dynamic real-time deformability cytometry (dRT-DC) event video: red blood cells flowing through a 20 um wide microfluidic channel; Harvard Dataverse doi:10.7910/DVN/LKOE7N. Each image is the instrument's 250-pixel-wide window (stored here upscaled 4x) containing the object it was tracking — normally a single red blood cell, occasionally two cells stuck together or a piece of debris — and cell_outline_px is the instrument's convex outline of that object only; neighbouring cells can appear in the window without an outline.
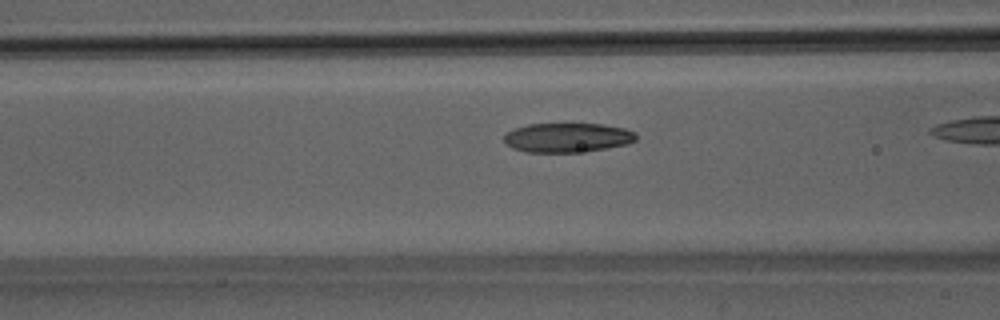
{"species": "Egyptian fruit bat (a non-hibernating species)", "species_latin": "Rousettus aegyptiacus", "temperature_condition": "room temperature", "stored_images_in_passage": 23, "camera_frame_rate_fps": 3000, "um_per_image_px": 0.085, "animal": {"sex": "male"}, "frame": {"image": 1, "passage_image": 4, "time_ms": 1.0, "image_size_px": [1000, 320], "cell_outline_px": [[636, 140], [624, 144], [604, 148], [576, 152], [528, 152], [512, 148], [504, 144], [504, 136], [508, 132], [516, 128], [528, 124], [604, 124], [624, 128], [636, 132]], "centroid_in_image_um": [48.2, 11.69], "position_along_channel_um": 118.4, "area_um2": 22.37}}